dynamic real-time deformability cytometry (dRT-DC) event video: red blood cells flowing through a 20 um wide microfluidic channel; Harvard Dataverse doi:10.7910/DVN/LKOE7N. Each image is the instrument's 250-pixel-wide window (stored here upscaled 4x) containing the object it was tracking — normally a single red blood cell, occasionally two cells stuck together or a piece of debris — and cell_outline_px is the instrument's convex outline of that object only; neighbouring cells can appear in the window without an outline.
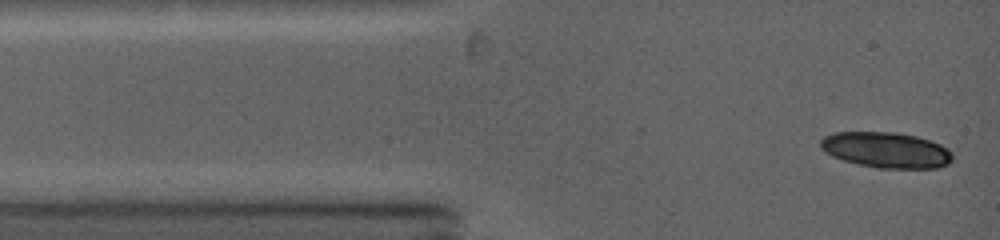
{"species": "common noctule bat (a hibernating species)", "species_latin": "Nyctalus noctula", "temperature_condition": "warm", "stored_images_in_passage": 4, "camera_frame_rate_fps": 5000, "um_per_image_px": 0.085, "animal": {"sex": "female", "body_mass_g": 19.0, "forearm_length_mm": 53.3}, "frame": {"image": 1, "passage_image": 1, "time_ms": 0.0, "image_size_px": [1000, 240], "cell_outline_px": [[952, 160], [948, 164], [936, 168], [876, 168], [844, 160], [832, 156], [824, 152], [820, 148], [820, 140], [824, 136], [832, 132], [896, 132], [916, 136], [940, 144], [948, 148], [952, 152]], "centroid_in_image_um": [75.31, 12.74], "position_along_channel_um": 9.7, "area_um2": 27.57}}